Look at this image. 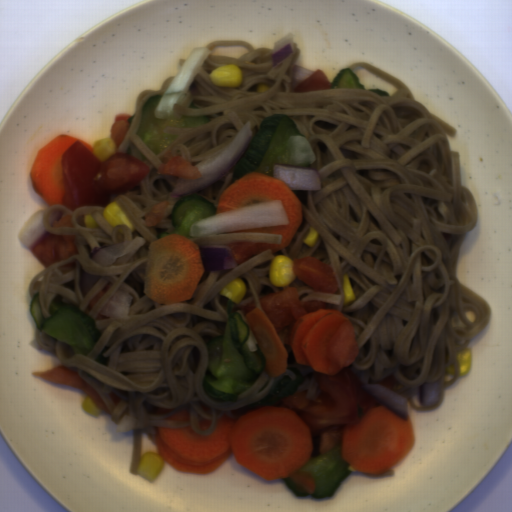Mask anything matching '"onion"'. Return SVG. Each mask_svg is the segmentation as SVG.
Returning a JSON list of instances; mask_svg holds the SVG:
<instances>
[{"instance_id":"1","label":"onion","mask_w":512,"mask_h":512,"mask_svg":"<svg viewBox=\"0 0 512 512\" xmlns=\"http://www.w3.org/2000/svg\"><path fill=\"white\" fill-rule=\"evenodd\" d=\"M290 221L282 199L272 200L216 214L195 221L188 230L191 238L232 231L287 226Z\"/></svg>"},{"instance_id":"6","label":"onion","mask_w":512,"mask_h":512,"mask_svg":"<svg viewBox=\"0 0 512 512\" xmlns=\"http://www.w3.org/2000/svg\"><path fill=\"white\" fill-rule=\"evenodd\" d=\"M364 391L377 399L381 406H385L402 420L408 418L407 400L393 389L381 384L363 385Z\"/></svg>"},{"instance_id":"7","label":"onion","mask_w":512,"mask_h":512,"mask_svg":"<svg viewBox=\"0 0 512 512\" xmlns=\"http://www.w3.org/2000/svg\"><path fill=\"white\" fill-rule=\"evenodd\" d=\"M49 234L44 223L43 210L31 215L18 233L21 246L33 251L41 240Z\"/></svg>"},{"instance_id":"8","label":"onion","mask_w":512,"mask_h":512,"mask_svg":"<svg viewBox=\"0 0 512 512\" xmlns=\"http://www.w3.org/2000/svg\"><path fill=\"white\" fill-rule=\"evenodd\" d=\"M132 299L129 293L122 290L116 291L100 314L117 321H124L128 316Z\"/></svg>"},{"instance_id":"12","label":"onion","mask_w":512,"mask_h":512,"mask_svg":"<svg viewBox=\"0 0 512 512\" xmlns=\"http://www.w3.org/2000/svg\"><path fill=\"white\" fill-rule=\"evenodd\" d=\"M100 276L92 275L87 272H84L81 270L80 279H79V286L80 291L85 298L87 294L90 292V290L94 287V285L99 280Z\"/></svg>"},{"instance_id":"2","label":"onion","mask_w":512,"mask_h":512,"mask_svg":"<svg viewBox=\"0 0 512 512\" xmlns=\"http://www.w3.org/2000/svg\"><path fill=\"white\" fill-rule=\"evenodd\" d=\"M253 139L252 126L248 121L224 149L212 158L201 161L193 166L198 169L202 176L197 179L178 177L170 196L180 198L190 195L194 196L221 181L236 169Z\"/></svg>"},{"instance_id":"11","label":"onion","mask_w":512,"mask_h":512,"mask_svg":"<svg viewBox=\"0 0 512 512\" xmlns=\"http://www.w3.org/2000/svg\"><path fill=\"white\" fill-rule=\"evenodd\" d=\"M442 387L440 382H423L420 385L419 402L426 406H435L440 399Z\"/></svg>"},{"instance_id":"13","label":"onion","mask_w":512,"mask_h":512,"mask_svg":"<svg viewBox=\"0 0 512 512\" xmlns=\"http://www.w3.org/2000/svg\"><path fill=\"white\" fill-rule=\"evenodd\" d=\"M235 313H238L241 316L242 320L249 329L248 337L245 341L247 348L250 350L251 353H256L259 347L257 346L254 335L246 321L247 314L244 313V309H237Z\"/></svg>"},{"instance_id":"3","label":"onion","mask_w":512,"mask_h":512,"mask_svg":"<svg viewBox=\"0 0 512 512\" xmlns=\"http://www.w3.org/2000/svg\"><path fill=\"white\" fill-rule=\"evenodd\" d=\"M210 49L204 46H197L191 51L155 106L153 112L155 117L158 119L163 117L175 118L174 108L177 105H183L187 101V91L209 54Z\"/></svg>"},{"instance_id":"15","label":"onion","mask_w":512,"mask_h":512,"mask_svg":"<svg viewBox=\"0 0 512 512\" xmlns=\"http://www.w3.org/2000/svg\"><path fill=\"white\" fill-rule=\"evenodd\" d=\"M136 424V417L126 416L122 418L116 429L120 432H127L132 430Z\"/></svg>"},{"instance_id":"9","label":"onion","mask_w":512,"mask_h":512,"mask_svg":"<svg viewBox=\"0 0 512 512\" xmlns=\"http://www.w3.org/2000/svg\"><path fill=\"white\" fill-rule=\"evenodd\" d=\"M130 242L122 241L102 247H98L89 256L94 262L104 267H109L118 258L124 256L129 250Z\"/></svg>"},{"instance_id":"16","label":"onion","mask_w":512,"mask_h":512,"mask_svg":"<svg viewBox=\"0 0 512 512\" xmlns=\"http://www.w3.org/2000/svg\"><path fill=\"white\" fill-rule=\"evenodd\" d=\"M63 215L64 213L61 208L52 209L47 216L49 226H53L54 222L62 220Z\"/></svg>"},{"instance_id":"10","label":"onion","mask_w":512,"mask_h":512,"mask_svg":"<svg viewBox=\"0 0 512 512\" xmlns=\"http://www.w3.org/2000/svg\"><path fill=\"white\" fill-rule=\"evenodd\" d=\"M294 54V33H288L276 42L270 53L273 67H277L283 60Z\"/></svg>"},{"instance_id":"4","label":"onion","mask_w":512,"mask_h":512,"mask_svg":"<svg viewBox=\"0 0 512 512\" xmlns=\"http://www.w3.org/2000/svg\"><path fill=\"white\" fill-rule=\"evenodd\" d=\"M273 178L279 179L292 190H320L317 170L310 166L272 165Z\"/></svg>"},{"instance_id":"5","label":"onion","mask_w":512,"mask_h":512,"mask_svg":"<svg viewBox=\"0 0 512 512\" xmlns=\"http://www.w3.org/2000/svg\"><path fill=\"white\" fill-rule=\"evenodd\" d=\"M199 252L204 271L237 267L232 250L227 245L199 246Z\"/></svg>"},{"instance_id":"14","label":"onion","mask_w":512,"mask_h":512,"mask_svg":"<svg viewBox=\"0 0 512 512\" xmlns=\"http://www.w3.org/2000/svg\"><path fill=\"white\" fill-rule=\"evenodd\" d=\"M313 73H315V72L312 70H309L301 65H295L292 70L291 77H292L293 82H295L296 84L299 85L304 79H306Z\"/></svg>"}]
</instances>
